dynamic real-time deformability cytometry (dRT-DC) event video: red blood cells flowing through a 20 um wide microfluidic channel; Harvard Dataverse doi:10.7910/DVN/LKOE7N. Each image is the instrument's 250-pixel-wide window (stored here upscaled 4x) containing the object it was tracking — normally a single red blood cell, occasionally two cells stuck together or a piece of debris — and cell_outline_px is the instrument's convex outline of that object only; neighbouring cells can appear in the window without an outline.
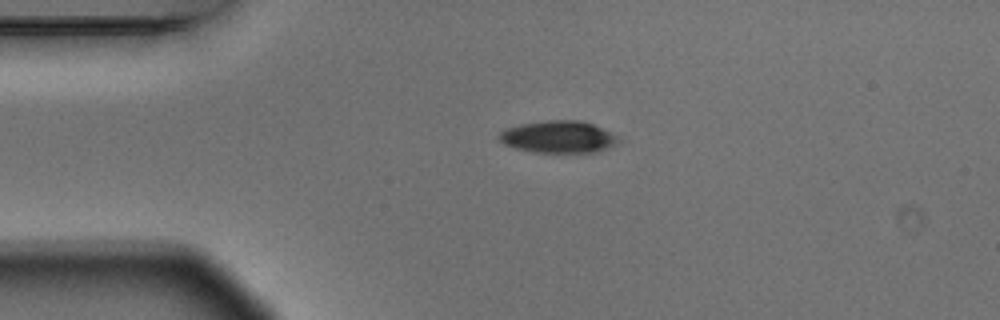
{"species": "Egyptian fruit bat (a non-hibernating species)", "species_latin": "Rousettus aegyptiacus", "temperature_condition": "warm", "stored_images_in_passage": 4, "camera_frame_rate_fps": 3000, "um_per_image_px": 0.085, "animal": {"sex": "male"}, "frame": {"image": 1, "passage_image": 3, "time_ms": 0.667, "image_size_px": [1000, 320], "cell_outline_px": [[620, 140], [616, 144], [596, 152], [532, 152], [516, 148], [504, 144], [496, 136], [504, 128], [520, 124], [548, 120], [580, 120], [592, 124], [616, 136]], "centroid_in_image_um": [47.4, 11.63], "position_along_channel_um": 37.6, "area_um2": 22.14}}